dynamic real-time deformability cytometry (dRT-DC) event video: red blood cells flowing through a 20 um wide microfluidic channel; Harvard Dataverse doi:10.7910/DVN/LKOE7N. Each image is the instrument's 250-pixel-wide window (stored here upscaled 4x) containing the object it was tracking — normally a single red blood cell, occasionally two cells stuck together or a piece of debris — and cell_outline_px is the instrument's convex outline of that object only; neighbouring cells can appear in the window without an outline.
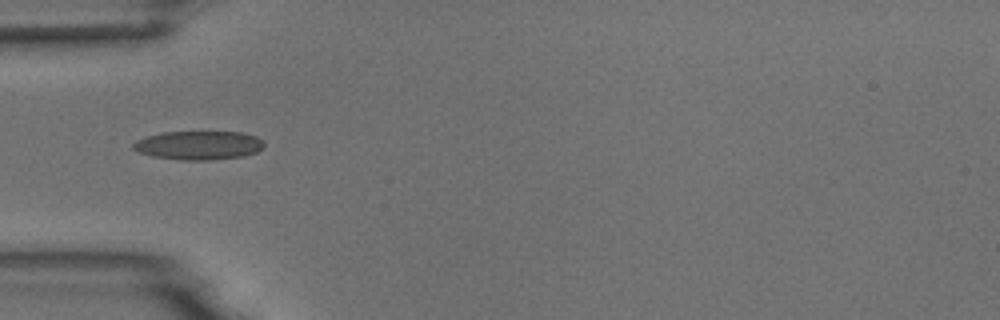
{"species": "common noctule bat (a hibernating species)", "species_latin": "Nyctalus noctula", "temperature_condition": "room temperature", "stored_images_in_passage": 4, "camera_frame_rate_fps": 3000, "um_per_image_px": 0.085, "animal": {"sex": "male", "body_mass_g": 18.8}, "frame": {"image": 1, "passage_image": 1, "time_ms": 0.0, "image_size_px": [1000, 320], "cell_outline_px": [[264, 148], [256, 152], [244, 156], [212, 160], [184, 160], [152, 156], [136, 152], [132, 148], [132, 144], [136, 140], [148, 136], [164, 132], [244, 132], [256, 136], [264, 140]], "centroid_in_image_um": [16.91, 12.35], "position_along_channel_um": 68.1, "area_um2": 22.14}}